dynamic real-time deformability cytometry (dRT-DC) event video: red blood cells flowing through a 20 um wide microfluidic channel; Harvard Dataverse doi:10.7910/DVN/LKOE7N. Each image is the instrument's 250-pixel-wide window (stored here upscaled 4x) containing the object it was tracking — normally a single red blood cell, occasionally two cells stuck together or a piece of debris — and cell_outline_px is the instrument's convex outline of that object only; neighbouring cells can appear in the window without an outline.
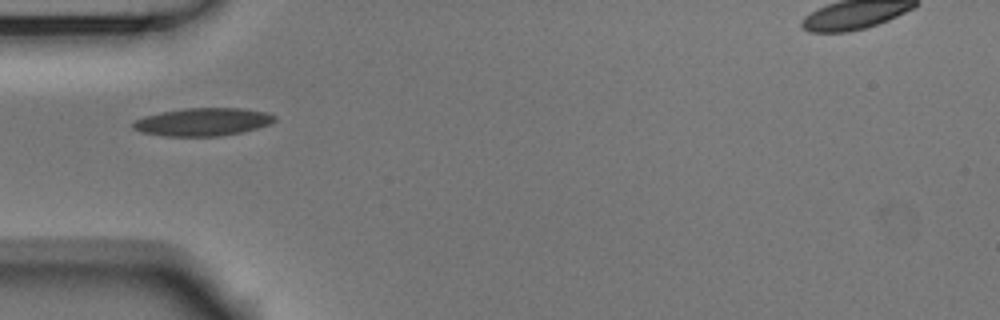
{"species": "Egyptian fruit bat (a non-hibernating species)", "species_latin": "Rousettus aegyptiacus", "temperature_condition": "room temperature", "stored_images_in_passage": 39, "segment_of_instrument_passage": [1, 2], "camera_frame_rate_fps": 3000, "um_per_image_px": 0.085, "animal": {"sex": "male"}, "frame": {"image": 1, "passage_image": 1, "time_ms": 0.0, "image_size_px": [1000, 320], "cell_outline_px": [[276, 120], [268, 124], [256, 128], [240, 132], [220, 136], [164, 136], [140, 132], [132, 128], [132, 124], [136, 120], [144, 116], [184, 108], [240, 108], [268, 112], [276, 116]], "centroid_in_image_um": [17.23, 10.36], "position_along_channel_um": 67.8, "area_um2": 22.89}}
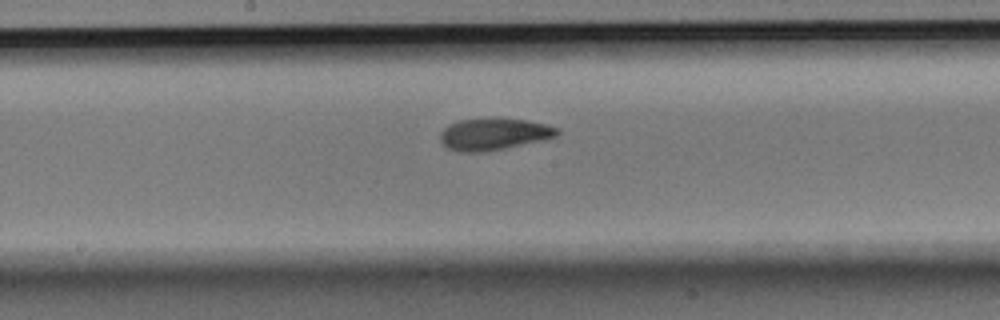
{"frame": {"image": 2, "passage_image": 12, "time_ms": 3.667, "image_size_px": [1000, 320], "cell_outline_px": [[560, 132], [556, 136], [540, 140], [504, 148], [484, 152], [460, 152], [448, 148], [440, 140], [440, 132], [448, 124], [460, 120], [496, 116], [528, 120], [560, 128]], "centroid_in_image_um": [41.95, 11.36], "position_along_channel_um": 206.2, "area_um2": 22.02}}
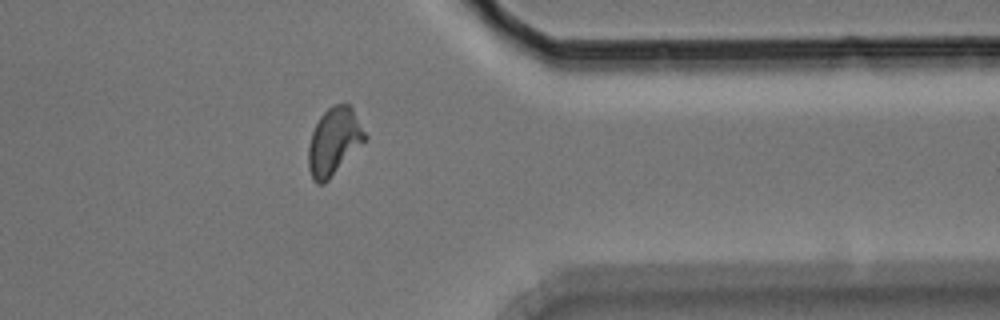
{"frame": {"image": 3, "passage_image": 27, "time_ms": 8.667, "image_size_px": [1000, 320], "cell_outline_px": [[368, 136], [328, 180], [324, 184], [316, 184], [312, 180], [308, 168], [308, 148], [312, 132], [320, 116], [332, 104], [348, 104], [352, 108]], "centroid_in_image_um": [28.36, 12.02], "position_along_channel_um": 383.0, "area_um2": 21.91}}